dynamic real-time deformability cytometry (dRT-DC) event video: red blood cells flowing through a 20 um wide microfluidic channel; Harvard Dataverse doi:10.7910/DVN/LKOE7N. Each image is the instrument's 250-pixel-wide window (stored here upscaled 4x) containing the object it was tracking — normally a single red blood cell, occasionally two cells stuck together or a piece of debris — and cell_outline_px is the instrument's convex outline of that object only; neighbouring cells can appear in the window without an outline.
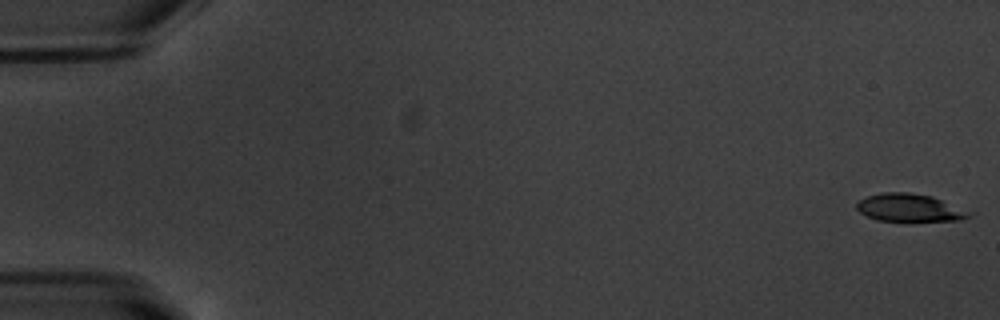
{"species": "common noctule bat (a hibernating species)", "species_latin": "Nyctalus noctula", "temperature_condition": "warm", "stored_images_in_passage": 54, "camera_frame_rate_fps": 3000, "um_per_image_px": 0.085, "animal": {"sex": "male", "body_mass_g": 20.1, "forearm_length_mm": 53.5}, "frame": {"image": 1, "passage_image": 1, "time_ms": 0.0, "image_size_px": [1000, 320], "cell_outline_px": [[976, 212], [972, 216], [960, 220], [912, 224], [904, 224], [876, 220], [860, 212], [856, 208], [856, 204], [860, 200], [868, 196], [880, 192], [908, 192], [932, 196]], "centroid_in_image_um": [77.4, 17.72], "position_along_channel_um": 7.6, "area_um2": 19.54}}
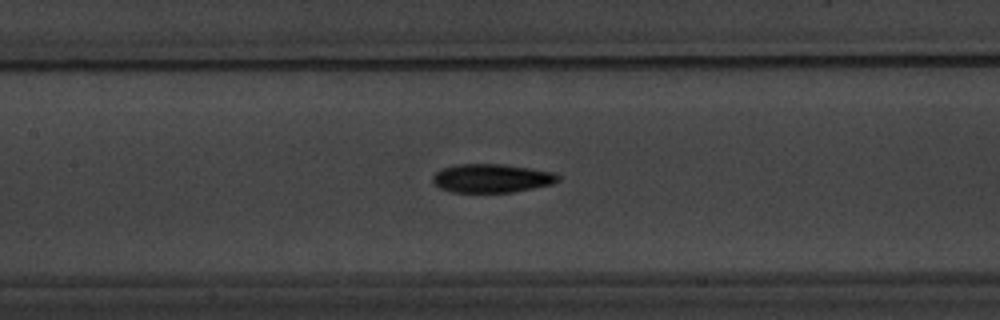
{"frame": {"image": 2, "passage_image": 26, "time_ms": 8.333, "image_size_px": [1000, 320], "cell_outline_px": [[560, 180], [552, 184], [512, 192], [452, 192], [440, 188], [432, 180], [432, 176], [440, 168], [456, 164], [500, 164], [528, 168], [552, 172], [560, 176]], "centroid_in_image_um": [41.76, 15.15], "position_along_channel_um": 165.6, "area_um2": 20.81}}
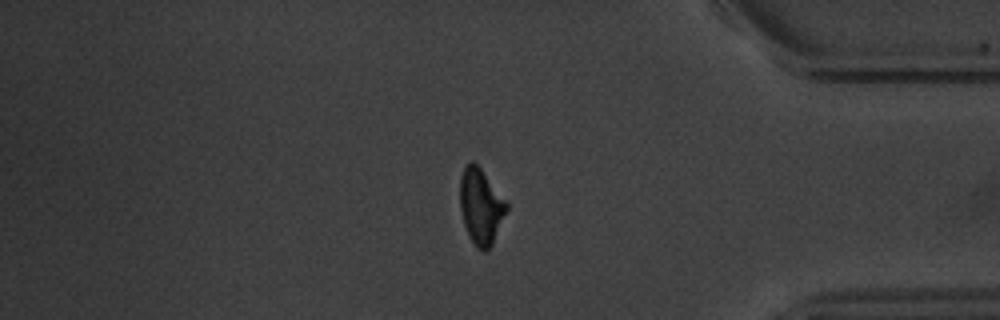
{"frame": {"image": 3, "passage_image": 46, "time_ms": 15.0, "image_size_px": [1000, 320], "cell_outline_px": [[508, 208], [492, 244], [484, 252], [476, 248], [468, 236], [464, 224], [460, 208], [460, 176], [464, 168], [472, 160], [480, 168], [508, 204]], "centroid_in_image_um": [40.85, 17.57], "position_along_channel_um": 394.3, "area_um2": 20.23}, "authors_computed_cell_mechanics": {"area_um2": 20.3456, "velocity_mm_per_s": 3.782, "shape_relaxation_time_tau1_ms": 3.2907, "shape_relaxation_time_tau2_ms": 3.9472, "deformation_change_tau1": 0.161, "deformation_change_tau2": 0.0974}}